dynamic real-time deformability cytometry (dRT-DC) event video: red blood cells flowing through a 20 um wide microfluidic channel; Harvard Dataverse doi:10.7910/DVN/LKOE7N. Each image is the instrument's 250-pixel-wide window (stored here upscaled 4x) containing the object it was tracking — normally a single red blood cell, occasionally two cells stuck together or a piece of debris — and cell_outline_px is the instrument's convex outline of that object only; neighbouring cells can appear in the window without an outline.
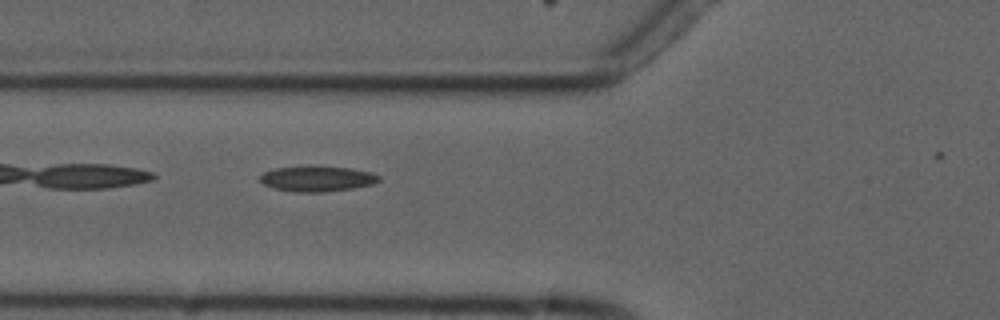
{"species": "common noctule bat (a hibernating species)", "species_latin": "Nyctalus noctula", "temperature_condition": "cold", "stored_images_in_passage": 4, "camera_frame_rate_fps": 3000, "um_per_image_px": 0.085, "animal": {"sex": "male", "forearm_length_mm": 52.5}, "frame": {"image": 1, "passage_image": 4, "time_ms": 3.333, "image_size_px": [1000, 320], "cell_outline_px": [[380, 180], [372, 184], [352, 188], [328, 192], [292, 192], [272, 188], [264, 184], [260, 180], [260, 176], [264, 172], [276, 168], [316, 164], [348, 168], [372, 172], [380, 176]], "centroid_in_image_um": [26.95, 15.17], "position_along_channel_um": 98.9, "area_um2": 18.09}}